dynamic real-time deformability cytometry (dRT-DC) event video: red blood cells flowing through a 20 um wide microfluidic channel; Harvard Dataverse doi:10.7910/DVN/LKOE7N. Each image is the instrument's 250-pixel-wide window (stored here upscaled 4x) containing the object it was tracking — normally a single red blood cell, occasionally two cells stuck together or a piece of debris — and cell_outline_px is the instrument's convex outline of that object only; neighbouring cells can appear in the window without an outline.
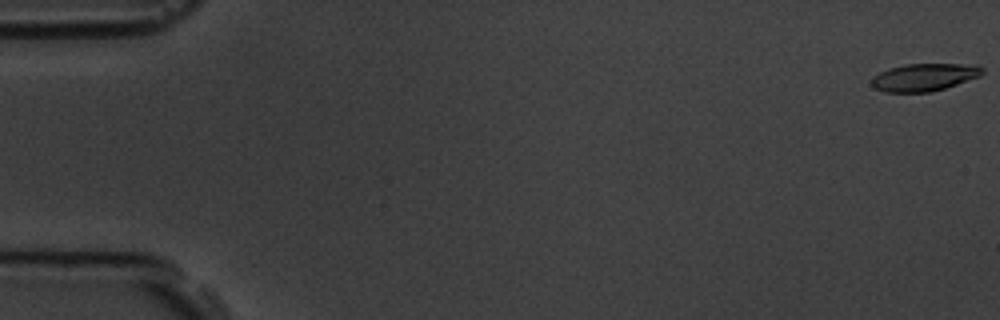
{"species": "common noctule bat (a hibernating species)", "species_latin": "Nyctalus noctula", "temperature_condition": "room temperature", "stored_images_in_passage": 9, "camera_frame_rate_fps": 3000, "um_per_image_px": 0.085, "animal": {"sex": "male", "body_mass_g": 19.5, "forearm_length_mm": 54.6}, "frame": {"image": 1, "passage_image": 1, "time_ms": 0.0, "image_size_px": [1000, 320], "cell_outline_px": [[984, 72], [980, 76], [944, 88], [928, 92], [884, 92], [876, 88], [872, 84], [872, 76], [888, 68], [904, 64], [960, 64], [984, 68]], "centroid_in_image_um": [78.51, 6.56], "position_along_channel_um": 6.5, "area_um2": 17.51}}
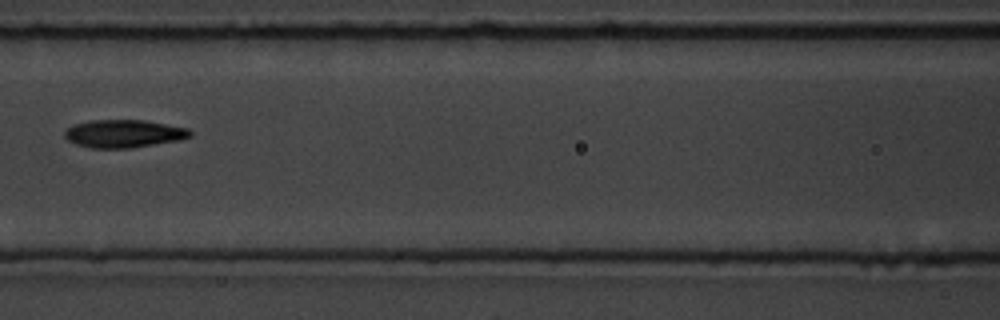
{"frame": {"image": 2, "passage_image": 8, "time_ms": 8.0, "image_size_px": [1000, 320], "cell_outline_px": [[192, 136], [180, 140], [128, 148], [92, 148], [76, 144], [68, 140], [64, 136], [64, 132], [68, 128], [76, 124], [92, 120], [144, 120], [188, 128], [192, 132]], "centroid_in_image_um": [10.54, 11.36], "position_along_channel_um": 156.1, "area_um2": 20.23}}
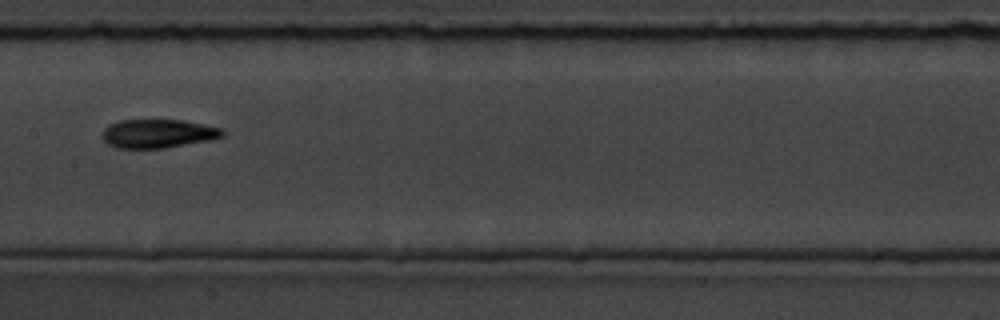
{"frame": {"image": 3, "passage_image": 9, "time_ms": 9.0, "image_size_px": [1000, 320], "cell_outline_px": [[224, 136], [212, 140], [164, 148], [116, 148], [108, 144], [100, 136], [104, 128], [108, 124], [120, 120], [184, 120], [224, 128]], "centroid_in_image_um": [13.44, 11.35], "position_along_channel_um": 194.0, "area_um2": 20.4}}